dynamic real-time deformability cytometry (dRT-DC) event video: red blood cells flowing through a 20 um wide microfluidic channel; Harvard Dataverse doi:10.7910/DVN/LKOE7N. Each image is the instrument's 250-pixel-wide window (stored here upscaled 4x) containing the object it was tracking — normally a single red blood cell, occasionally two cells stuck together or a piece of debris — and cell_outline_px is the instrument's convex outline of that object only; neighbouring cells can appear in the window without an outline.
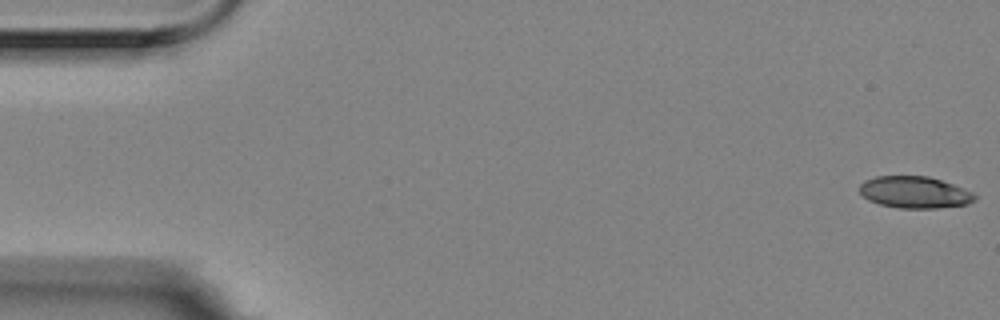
{"species": "Egyptian fruit bat (a non-hibernating species)", "species_latin": "Rousettus aegyptiacus", "temperature_condition": "room temperature", "stored_images_in_passage": 5, "camera_frame_rate_fps": 3000, "um_per_image_px": 0.085, "animal": {"sex": "female"}, "frame": {"image": 1, "passage_image": 1, "time_ms": 0.0, "image_size_px": [1000, 320], "cell_outline_px": [[976, 200], [968, 204], [936, 208], [900, 208], [880, 204], [868, 200], [860, 192], [860, 184], [864, 180], [876, 176], [928, 176], [952, 184], [972, 192], [976, 196]], "centroid_in_image_um": [77.73, 16.34], "position_along_channel_um": 7.3, "area_um2": 21.21}}